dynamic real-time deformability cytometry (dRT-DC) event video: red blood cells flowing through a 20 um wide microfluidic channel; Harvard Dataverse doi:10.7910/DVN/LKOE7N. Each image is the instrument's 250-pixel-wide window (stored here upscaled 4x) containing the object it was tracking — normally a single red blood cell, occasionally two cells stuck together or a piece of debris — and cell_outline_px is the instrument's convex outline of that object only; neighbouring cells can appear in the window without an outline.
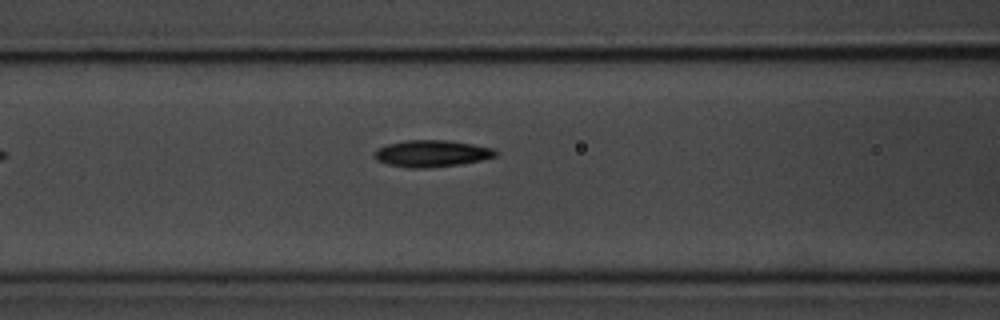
{"species": "common noctule bat (a hibernating species)", "species_latin": "Nyctalus noctula", "temperature_condition": "room temperature", "stored_images_in_passage": 6, "camera_frame_rate_fps": 3000, "um_per_image_px": 0.085, "animal": {"sex": "male", "body_mass_g": 20.1, "forearm_length_mm": 53.5}, "frame": {"image": 1, "passage_image": 6, "time_ms": 6.667, "image_size_px": [1000, 320], "cell_outline_px": [[496, 156], [480, 160], [460, 164], [428, 168], [408, 168], [388, 164], [376, 160], [372, 156], [372, 152], [376, 148], [388, 144], [404, 140], [448, 140], [472, 144], [492, 148], [496, 152]], "centroid_in_image_um": [36.61, 13.05], "position_along_channel_um": 130.0, "area_um2": 18.96}}